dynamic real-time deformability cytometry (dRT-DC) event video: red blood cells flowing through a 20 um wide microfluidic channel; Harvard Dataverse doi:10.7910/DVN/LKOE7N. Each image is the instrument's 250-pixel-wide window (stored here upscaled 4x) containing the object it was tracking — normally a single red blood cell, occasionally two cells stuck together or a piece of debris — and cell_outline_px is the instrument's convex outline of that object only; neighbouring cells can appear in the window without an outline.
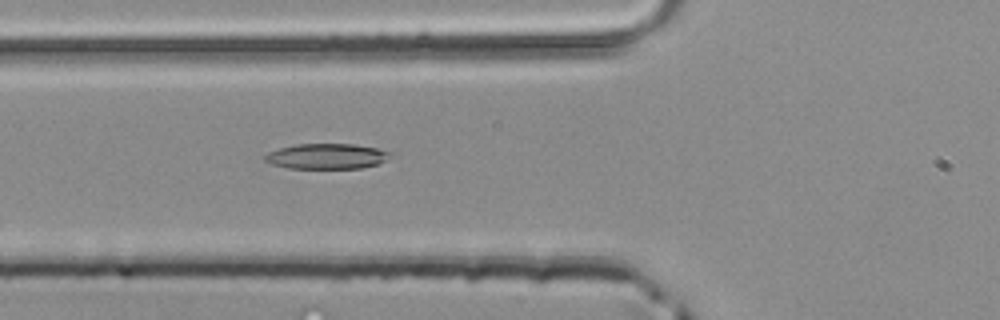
{"species": "common noctule bat (a hibernating species)", "species_latin": "Nyctalus noctula", "temperature_condition": "room temperature", "stored_images_in_passage": 38, "camera_frame_rate_fps": 3000, "um_per_image_px": 0.085, "animal": {"sex": "male", "body_mass_g": 20.4}, "frame": {"image": 1, "passage_image": 9, "time_ms": 2.667, "image_size_px": [1000, 320], "cell_outline_px": [[388, 156], [380, 164], [364, 168], [288, 168], [272, 164], [264, 160], [264, 156], [268, 152], [280, 148], [296, 144], [356, 144], [376, 148], [388, 152]], "centroid_in_image_um": [27.73, 13.28], "position_along_channel_um": 98.1, "area_um2": 18.38}}
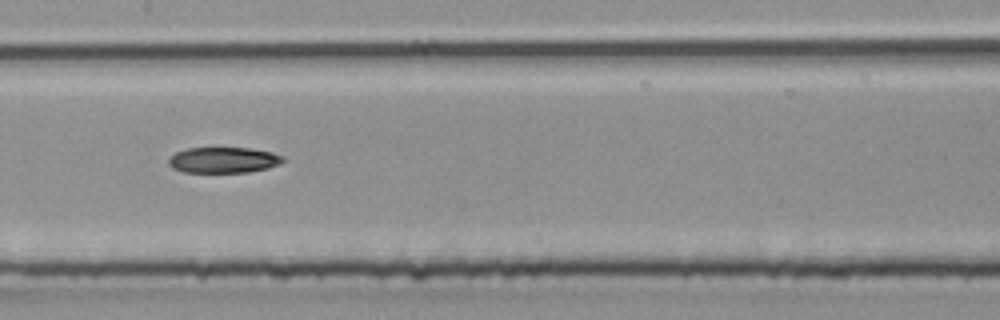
{"frame": {"image": 2, "passage_image": 15, "time_ms": 4.667, "image_size_px": [1000, 320], "cell_outline_px": [[284, 160], [280, 164], [268, 168], [248, 172], [184, 172], [172, 168], [168, 164], [168, 160], [176, 152], [188, 148], [248, 148], [272, 152], [284, 156]], "centroid_in_image_um": [19.01, 13.6], "position_along_channel_um": 188.4, "area_um2": 17.17}}
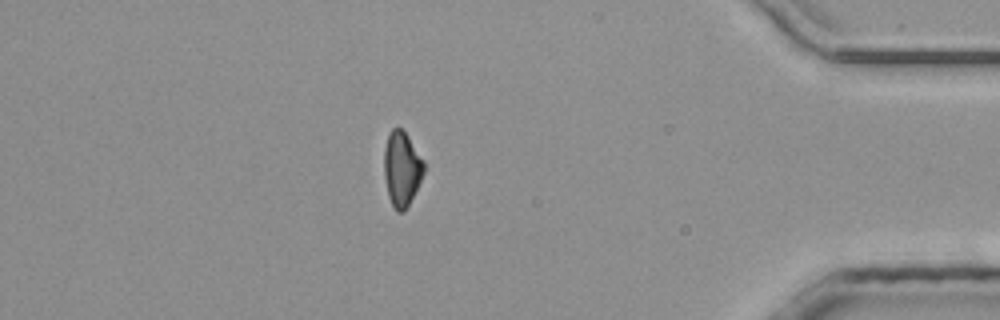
{"frame": {"image": 3, "passage_image": 32, "time_ms": 10.333, "image_size_px": [1000, 320], "cell_outline_px": [[424, 172], [404, 212], [396, 212], [392, 208], [388, 196], [384, 176], [384, 148], [388, 132], [392, 128], [400, 128], [404, 132], [424, 160]], "centroid_in_image_um": [34.12, 14.36], "position_along_channel_um": 401.1, "area_um2": 17.22}}